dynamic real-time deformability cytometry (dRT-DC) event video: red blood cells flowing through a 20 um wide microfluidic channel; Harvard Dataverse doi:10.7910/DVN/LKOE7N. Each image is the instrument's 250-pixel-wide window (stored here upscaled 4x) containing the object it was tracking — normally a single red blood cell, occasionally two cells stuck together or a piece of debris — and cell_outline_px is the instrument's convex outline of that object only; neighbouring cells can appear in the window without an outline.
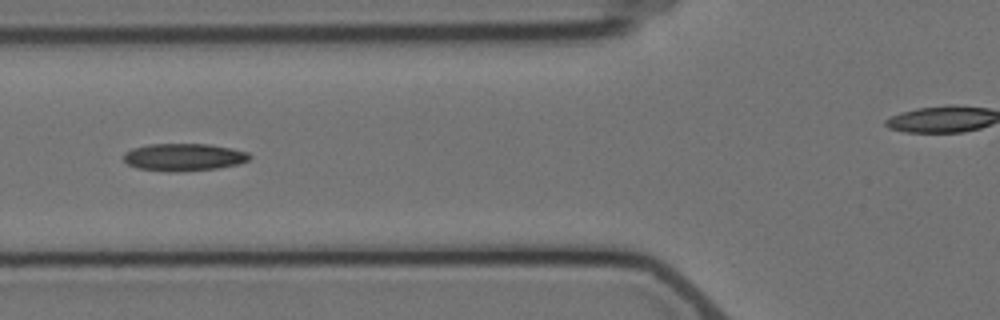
{"species": "Egyptian fruit bat (a non-hibernating species)", "species_latin": "Rousettus aegyptiacus", "temperature_condition": "cold", "stored_images_in_passage": 10, "camera_frame_rate_fps": 3000, "um_per_image_px": 0.085, "animal": {"sex": "female"}, "frame": {"image": 1, "passage_image": 3, "time_ms": 2.333, "image_size_px": [1000, 320], "cell_outline_px": [[252, 156], [248, 160], [240, 164], [216, 168], [184, 172], [168, 172], [136, 168], [128, 164], [124, 160], [124, 152], [132, 148], [148, 144], [208, 144], [232, 148], [248, 152]], "centroid_in_image_um": [15.62, 13.36], "position_along_channel_um": 110.2, "area_um2": 20.4}}
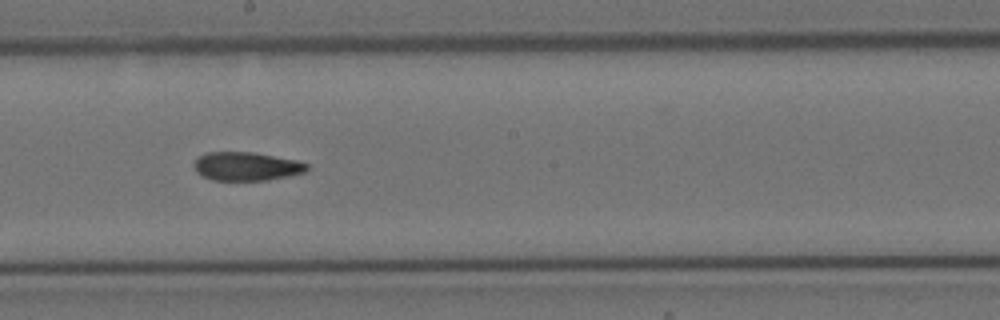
{"frame": {"image": 2, "passage_image": 6, "time_ms": 5.667, "image_size_px": [1000, 320], "cell_outline_px": [[308, 168], [304, 172], [288, 176], [268, 180], [212, 180], [200, 176], [196, 172], [192, 164], [200, 156], [208, 152], [252, 152], [296, 160], [308, 164]], "centroid_in_image_um": [20.91, 14.14], "position_along_channel_um": 227.3, "area_um2": 18.79}}
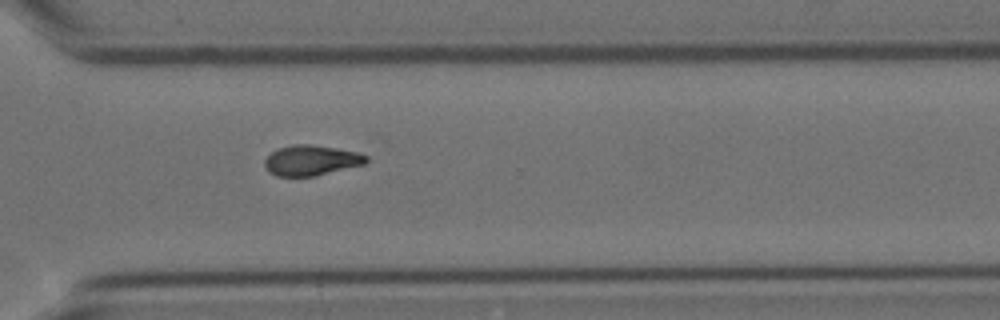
{"frame": {"image": 3, "passage_image": 10, "time_ms": 11.333, "image_size_px": [1000, 320], "cell_outline_px": [[368, 160], [364, 164], [316, 176], [276, 176], [268, 172], [264, 164], [264, 160], [276, 148], [292, 144], [308, 144], [336, 148], [356, 152], [368, 156]], "centroid_in_image_um": [26.42, 13.63], "position_along_channel_um": 344.2, "area_um2": 17.98}}